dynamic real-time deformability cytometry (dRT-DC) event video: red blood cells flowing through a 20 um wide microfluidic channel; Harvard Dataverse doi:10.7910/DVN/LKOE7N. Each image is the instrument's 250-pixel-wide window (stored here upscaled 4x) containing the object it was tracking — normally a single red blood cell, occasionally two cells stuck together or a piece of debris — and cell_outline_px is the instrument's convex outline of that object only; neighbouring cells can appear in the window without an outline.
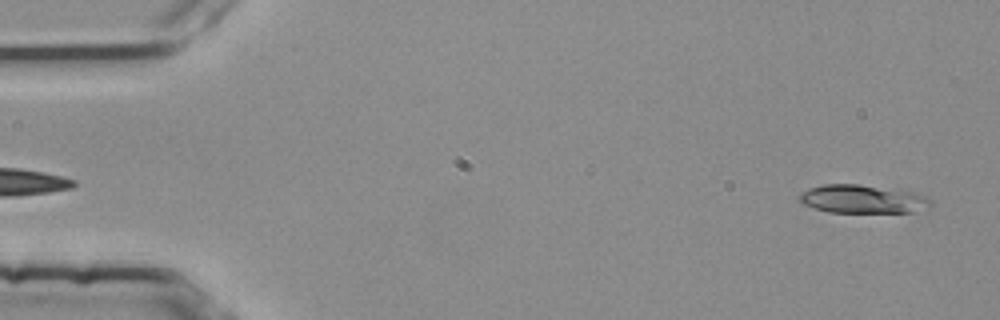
{"species": "common noctule bat (a hibernating species)", "species_latin": "Nyctalus noctula", "temperature_condition": "room temperature", "stored_images_in_passage": 3, "segment_of_instrument_passage": [2, 2], "camera_frame_rate_fps": 3000, "um_per_image_px": 0.085, "animal": {"sex": "female", "body_mass_g": 25.1}, "frame": {"image": 1, "passage_image": 3, "time_ms": 0.667, "image_size_px": [1000, 320], "cell_outline_px": [[932, 204], [912, 212], [828, 212], [804, 204], [796, 200], [808, 188], [824, 184], [856, 184], [900, 188], [916, 192], [928, 196], [932, 200]], "centroid_in_image_um": [73.37, 16.9], "position_along_channel_um": 11.6, "area_um2": 21.96}}